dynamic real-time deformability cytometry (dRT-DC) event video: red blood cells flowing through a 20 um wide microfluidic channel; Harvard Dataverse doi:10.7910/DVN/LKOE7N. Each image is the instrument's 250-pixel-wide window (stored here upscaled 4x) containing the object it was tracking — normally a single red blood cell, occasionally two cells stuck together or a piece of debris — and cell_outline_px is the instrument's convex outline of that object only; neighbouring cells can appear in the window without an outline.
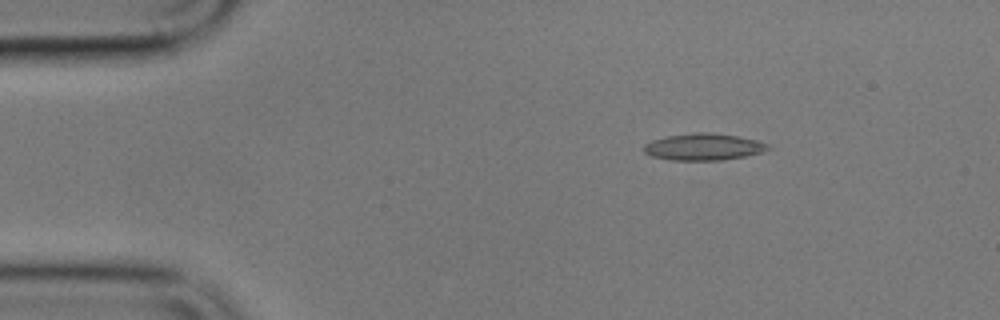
{"species": "common noctule bat (a hibernating species)", "species_latin": "Nyctalus noctula", "temperature_condition": "cold", "stored_images_in_passage": 4, "camera_frame_rate_fps": 3000, "um_per_image_px": 0.085, "animal": {"sex": "male", "body_mass_g": 17.9}, "frame": {"image": 1, "passage_image": 2, "time_ms": 1.333, "image_size_px": [1000, 320], "cell_outline_px": [[772, 148], [764, 152], [724, 160], [672, 160], [652, 156], [644, 152], [644, 144], [652, 140], [668, 136], [696, 132], [708, 132], [736, 136], [756, 140], [772, 144]], "centroid_in_image_um": [59.85, 12.48], "position_along_channel_um": 25.1, "area_um2": 19.42}}